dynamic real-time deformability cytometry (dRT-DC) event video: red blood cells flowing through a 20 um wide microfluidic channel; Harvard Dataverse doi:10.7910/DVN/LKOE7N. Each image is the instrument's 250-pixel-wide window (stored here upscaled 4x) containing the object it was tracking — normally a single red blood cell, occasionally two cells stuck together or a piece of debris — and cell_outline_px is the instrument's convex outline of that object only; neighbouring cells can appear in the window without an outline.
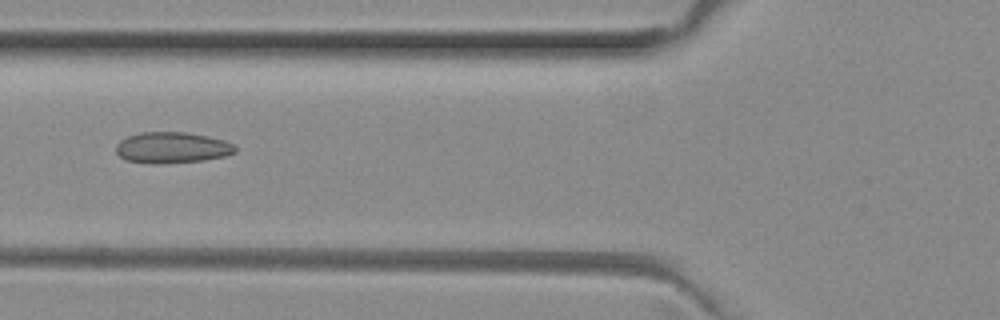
{"species": "common noctule bat (a hibernating species)", "species_latin": "Nyctalus noctula", "temperature_condition": "room temperature", "stored_images_in_passage": 51, "camera_frame_rate_fps": 3000, "um_per_image_px": 0.085, "animal": {"sex": "female", "body_mass_g": 29.2, "forearm_length_mm": 56.3}, "frame": {"image": 1, "passage_image": 19, "time_ms": 6.0, "image_size_px": [1000, 320], "cell_outline_px": [[236, 152], [228, 156], [204, 160], [160, 164], [152, 164], [124, 160], [116, 152], [116, 144], [120, 140], [128, 136], [140, 132], [184, 132], [208, 136], [224, 140], [232, 144], [236, 148]], "centroid_in_image_um": [14.62, 12.56], "position_along_channel_um": 111.2, "area_um2": 21.79}}
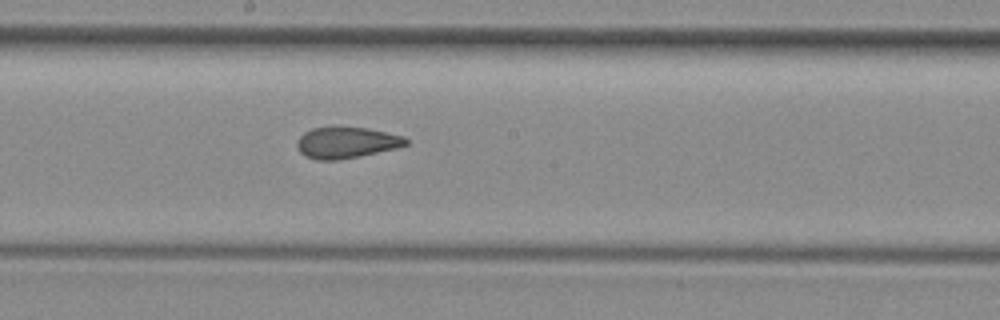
{"frame": {"image": 2, "passage_image": 27, "time_ms": 8.667, "image_size_px": [1000, 320], "cell_outline_px": [[408, 144], [396, 148], [360, 156], [340, 160], [316, 160], [304, 156], [300, 152], [296, 144], [300, 136], [304, 132], [312, 128], [332, 124], [368, 128], [404, 136], [408, 140]], "centroid_in_image_um": [29.41, 12.09], "position_along_channel_um": 218.8, "area_um2": 20.46}}
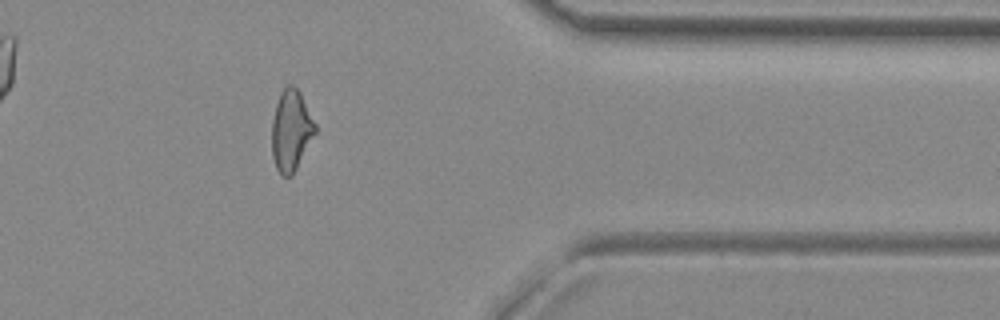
{"frame": {"image": 3, "passage_image": 41, "time_ms": 13.333, "image_size_px": [1000, 320], "cell_outline_px": [[316, 132], [292, 176], [284, 176], [276, 168], [272, 156], [272, 120], [276, 104], [280, 92], [288, 84], [292, 84], [300, 92], [316, 124]], "centroid_in_image_um": [24.74, 11.07], "position_along_channel_um": 386.7, "area_um2": 20.35}, "authors_computed_cell_mechanics": {"area_um2": 20.8658, "velocity_mm_per_s": 4.0236, "shape_relaxation_time_tau1_ms": null, "shape_relaxation_time_tau2_ms": 1.5108, "deformation_change_tau1": null, "deformation_change_tau2": 0.0853}}